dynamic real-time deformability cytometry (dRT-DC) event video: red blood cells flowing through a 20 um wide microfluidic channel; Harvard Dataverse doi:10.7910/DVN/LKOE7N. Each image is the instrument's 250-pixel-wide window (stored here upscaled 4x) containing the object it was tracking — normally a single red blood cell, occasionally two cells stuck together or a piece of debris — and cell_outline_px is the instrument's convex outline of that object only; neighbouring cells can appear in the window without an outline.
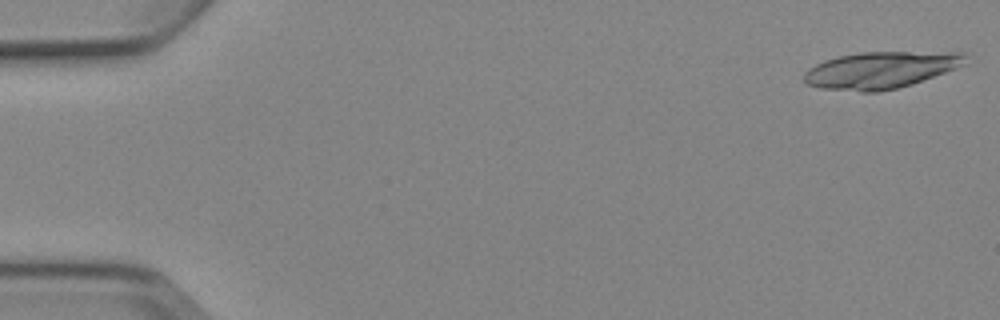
{"species": "Egyptian fruit bat (a non-hibernating species)", "species_latin": "Rousettus aegyptiacus", "temperature_condition": "cold", "stored_images_in_passage": 6, "camera_frame_rate_fps": 3000, "um_per_image_px": 0.085, "animal": {"sex": "female"}, "frame": {"image": 1, "passage_image": 1, "time_ms": 0.0, "image_size_px": [1000, 320], "cell_outline_px": [[968, 64], [912, 84], [896, 88], [876, 92], [860, 92], [820, 88], [808, 84], [804, 80], [804, 72], [808, 68], [824, 60], [840, 56], [860, 52], [964, 52]], "centroid_in_image_um": [74.87, 5.95], "position_along_channel_um": 10.1, "area_um2": 34.68}}
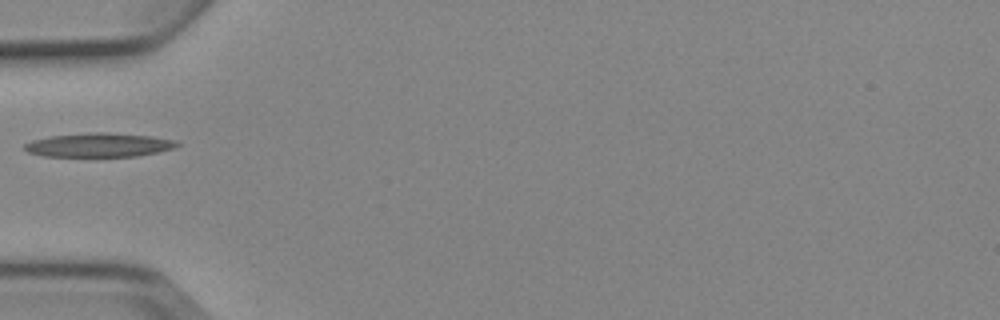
{"frame": {"image": 2, "passage_image": 5, "time_ms": 5.667, "image_size_px": [1000, 320], "cell_outline_px": [[180, 144], [172, 148], [160, 152], [136, 156], [44, 156], [28, 152], [24, 148], [24, 144], [32, 140], [52, 136], [92, 132], [104, 132], [148, 136], [176, 140]], "centroid_in_image_um": [8.41, 12.33], "position_along_channel_um": 76.6, "area_um2": 21.04}}
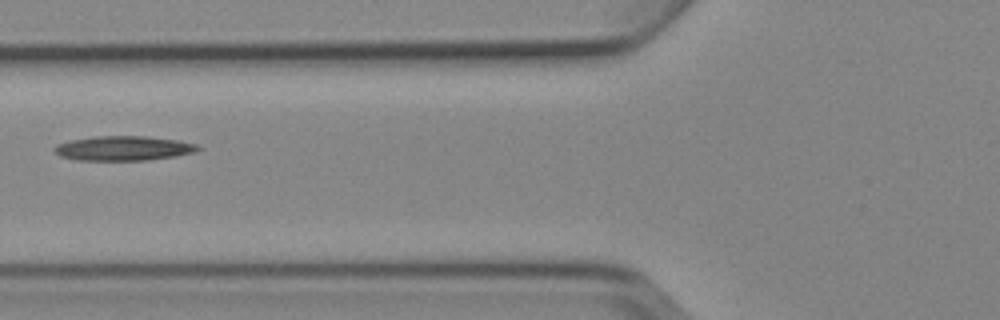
{"frame": {"image": 3, "passage_image": 6, "time_ms": 6.667, "image_size_px": [1000, 320], "cell_outline_px": [[200, 148], [196, 152], [176, 156], [148, 160], [76, 160], [60, 156], [52, 148], [56, 144], [72, 140], [96, 136], [144, 136], [176, 140], [196, 144]], "centroid_in_image_um": [10.48, 12.61], "position_along_channel_um": 115.3, "area_um2": 20.46}}